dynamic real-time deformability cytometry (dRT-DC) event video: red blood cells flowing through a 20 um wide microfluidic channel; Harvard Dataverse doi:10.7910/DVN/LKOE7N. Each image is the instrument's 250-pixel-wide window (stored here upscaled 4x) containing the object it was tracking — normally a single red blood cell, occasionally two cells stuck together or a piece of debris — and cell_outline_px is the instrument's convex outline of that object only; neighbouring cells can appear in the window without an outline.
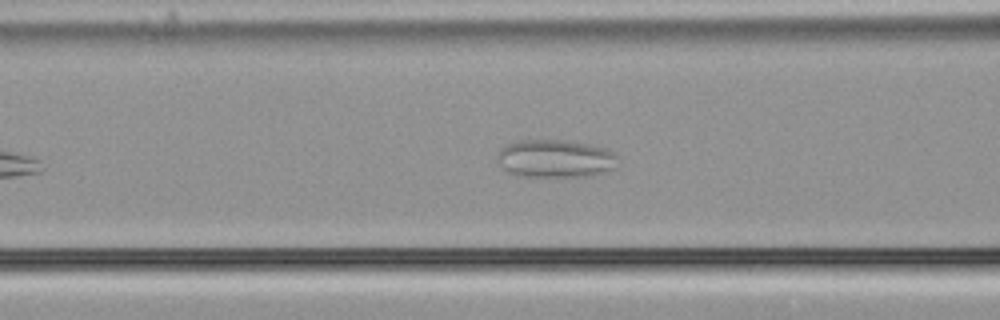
{"species": "common noctule bat (a hibernating species)", "species_latin": "Nyctalus noctula", "temperature_condition": "cold", "stored_images_in_passage": 38, "camera_frame_rate_fps": 3000, "um_per_image_px": 0.085, "animal": {"sex": "male", "body_mass_g": 21.5, "forearm_length_mm": 52.0}, "frame": {"image": 1, "passage_image": 12, "time_ms": 3.667, "image_size_px": [1000, 320], "cell_outline_px": [[616, 168], [592, 176], [516, 176], [500, 168], [496, 160], [496, 156], [500, 148], [516, 140], [564, 140], [588, 144], [604, 148], [612, 152], [616, 156]], "centroid_in_image_um": [47.14, 13.48], "position_along_channel_um": 119.5, "area_um2": 26.88}}